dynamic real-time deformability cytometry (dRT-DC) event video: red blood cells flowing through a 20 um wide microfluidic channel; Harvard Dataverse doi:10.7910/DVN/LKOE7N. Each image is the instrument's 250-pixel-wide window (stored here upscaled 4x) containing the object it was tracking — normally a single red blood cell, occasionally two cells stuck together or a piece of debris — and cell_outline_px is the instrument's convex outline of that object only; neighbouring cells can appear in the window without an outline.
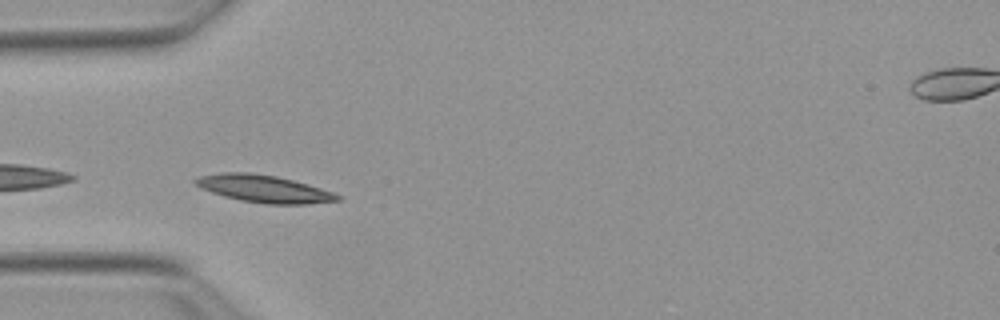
{"species": "Egyptian fruit bat (a non-hibernating species)", "species_latin": "Rousettus aegyptiacus", "temperature_condition": "warm", "stored_images_in_passage": 3, "camera_frame_rate_fps": 3000, "um_per_image_px": 0.085, "animal": {"sex": "female"}, "frame": {"image": 1, "passage_image": 1, "time_ms": 0.0, "image_size_px": [1000, 320], "cell_outline_px": [[340, 200], [308, 204], [264, 204], [240, 200], [224, 196], [200, 188], [192, 180], [200, 176], [220, 172], [248, 172], [276, 176], [308, 184], [332, 192], [340, 196]], "centroid_in_image_um": [22.4, 16.04], "position_along_channel_um": 62.6, "area_um2": 22.54}}
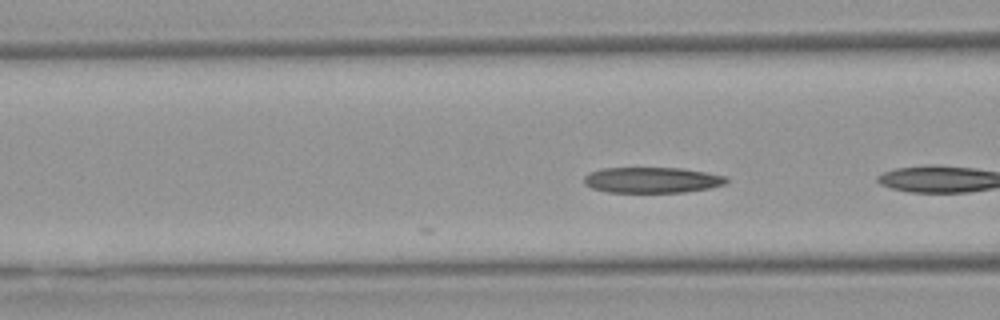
{"frame": {"image": 2, "passage_image": 3, "time_ms": 0.667, "image_size_px": [1000, 320], "cell_outline_px": [[728, 180], [724, 184], [708, 188], [684, 192], [608, 192], [592, 188], [584, 184], [584, 176], [588, 172], [600, 168], [680, 168], [728, 176]], "centroid_in_image_um": [55.38, 15.3], "position_along_channel_um": 111.2, "area_um2": 21.33}}